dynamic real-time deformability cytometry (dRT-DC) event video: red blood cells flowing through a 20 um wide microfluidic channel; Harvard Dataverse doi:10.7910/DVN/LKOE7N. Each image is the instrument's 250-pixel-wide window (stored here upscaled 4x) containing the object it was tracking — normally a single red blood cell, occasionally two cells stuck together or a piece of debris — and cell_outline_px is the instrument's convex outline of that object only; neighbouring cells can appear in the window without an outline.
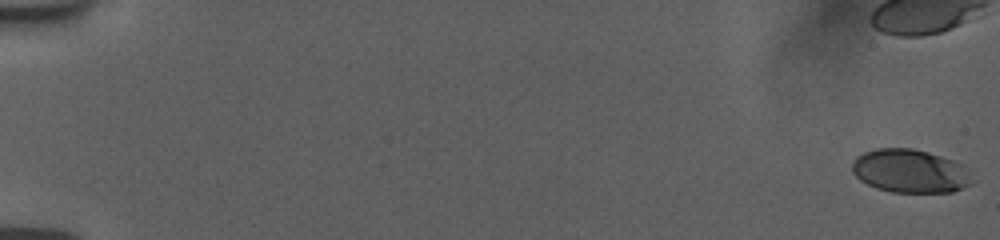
{"species": "human", "species_latin": "Homo sapiens", "temperature_condition": "room temperature", "stored_images_in_passage": 47, "camera_frame_rate_fps": 3000, "um_per_image_px": 0.085, "donor": {"sex": "female"}, "frame": {"image": 1, "passage_image": 1, "time_ms": 0.0, "image_size_px": [1000, 240], "cell_outline_px": [[968, 184], [952, 192], [892, 192], [876, 188], [860, 180], [852, 172], [852, 164], [856, 156], [864, 152], [876, 148], [912, 148], [928, 152], [964, 164], [968, 168]], "centroid_in_image_um": [77.3, 14.53], "position_along_channel_um": 7.7, "area_um2": 30.11}}